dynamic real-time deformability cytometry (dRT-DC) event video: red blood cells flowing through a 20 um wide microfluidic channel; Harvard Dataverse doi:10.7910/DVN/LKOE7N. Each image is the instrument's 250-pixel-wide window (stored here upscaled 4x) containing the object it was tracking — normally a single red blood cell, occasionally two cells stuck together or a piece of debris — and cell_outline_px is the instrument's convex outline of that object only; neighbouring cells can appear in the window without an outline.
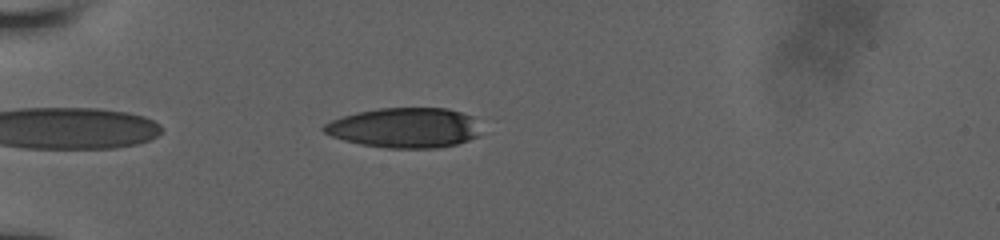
{"species": "human", "species_latin": "Homo sapiens", "temperature_condition": "room temperature", "stored_images_in_passage": 3, "camera_frame_rate_fps": 3000, "um_per_image_px": 0.085, "donor": {"sex": "male"}, "frame": {"image": 1, "passage_image": 3, "time_ms": 2.0, "image_size_px": [1000, 240], "cell_outline_px": [[480, 136], [456, 144], [436, 148], [388, 148], [360, 144], [344, 140], [332, 136], [324, 132], [320, 128], [324, 124], [332, 120], [356, 112], [376, 108], [448, 108], [472, 116]], "centroid_in_image_um": [34.36, 10.86], "position_along_channel_um": 50.6, "area_um2": 36.53}}